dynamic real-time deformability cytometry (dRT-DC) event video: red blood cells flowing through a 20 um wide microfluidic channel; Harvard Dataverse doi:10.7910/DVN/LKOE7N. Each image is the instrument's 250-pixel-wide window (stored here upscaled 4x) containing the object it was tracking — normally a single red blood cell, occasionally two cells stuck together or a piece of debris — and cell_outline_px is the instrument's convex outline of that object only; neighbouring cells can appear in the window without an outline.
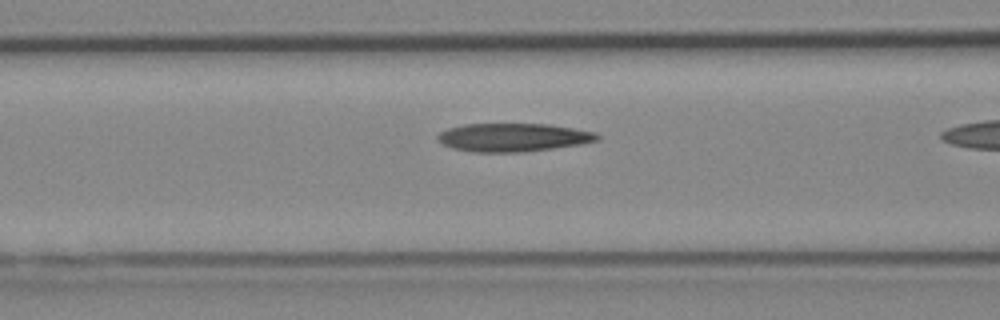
{"species": "Egyptian fruit bat (a non-hibernating species)", "species_latin": "Rousettus aegyptiacus", "temperature_condition": "cold", "stored_images_in_passage": 19, "camera_frame_rate_fps": 3000, "um_per_image_px": 0.085, "animal": {"sex": "female"}, "frame": {"image": 1, "passage_image": 17, "time_ms": 5.333, "image_size_px": [1000, 320], "cell_outline_px": [[600, 140], [584, 144], [520, 152], [472, 152], [452, 148], [436, 140], [436, 136], [440, 132], [448, 128], [464, 124], [548, 124], [596, 132], [600, 136]], "centroid_in_image_um": [43.62, 11.68], "position_along_channel_um": 123.0, "area_um2": 26.41}}